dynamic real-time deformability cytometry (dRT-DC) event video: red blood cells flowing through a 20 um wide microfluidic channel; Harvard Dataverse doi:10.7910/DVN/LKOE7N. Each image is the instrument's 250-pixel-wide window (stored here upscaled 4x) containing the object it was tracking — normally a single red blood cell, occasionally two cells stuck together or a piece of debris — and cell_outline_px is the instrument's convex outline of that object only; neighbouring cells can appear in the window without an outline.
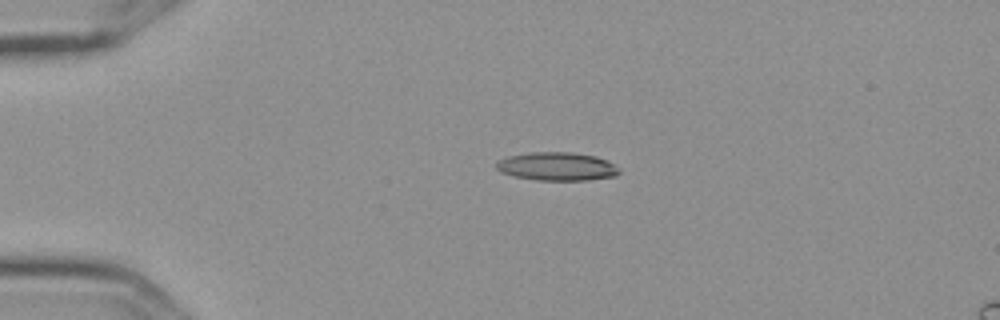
{"species": "Egyptian fruit bat (a non-hibernating species)", "species_latin": "Rousettus aegyptiacus", "temperature_condition": "cold", "stored_images_in_passage": 6, "camera_frame_rate_fps": 3000, "um_per_image_px": 0.085, "frame": {"image": 1, "passage_image": 4, "time_ms": 1.0, "image_size_px": [1000, 320], "cell_outline_px": [[620, 172], [616, 176], [588, 180], [536, 180], [516, 176], [504, 172], [496, 168], [496, 164], [500, 160], [508, 156], [532, 152], [572, 152], [596, 156], [608, 160]], "centroid_in_image_um": [47.38, 14.14], "position_along_channel_um": 37.6, "area_um2": 20.06}}